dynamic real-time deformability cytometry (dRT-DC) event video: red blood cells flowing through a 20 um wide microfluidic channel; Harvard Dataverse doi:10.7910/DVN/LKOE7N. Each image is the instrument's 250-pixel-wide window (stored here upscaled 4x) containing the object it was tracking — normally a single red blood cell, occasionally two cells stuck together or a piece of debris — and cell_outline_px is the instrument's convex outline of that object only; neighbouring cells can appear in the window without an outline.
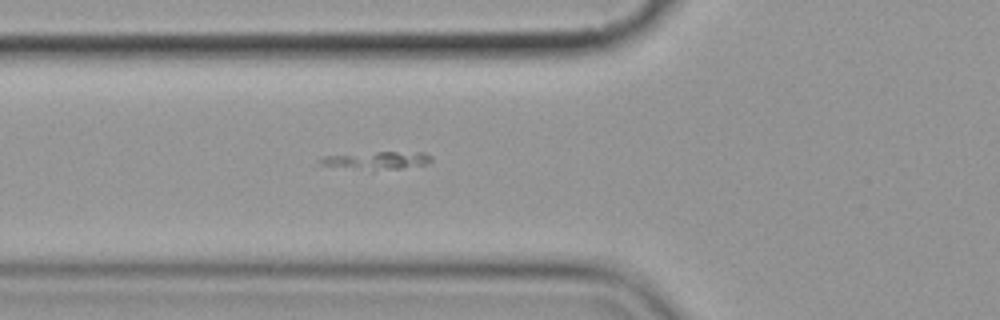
{"species": "common noctule bat (a hibernating species)", "species_latin": "Nyctalus noctula", "temperature_condition": "cold", "stored_images_in_passage": 3, "camera_frame_rate_fps": 3000, "um_per_image_px": 0.085, "animal": {"sex": "female", "body_mass_g": 19.9}, "frame": {"image": 1, "passage_image": 3, "time_ms": 2.0, "image_size_px": [1000, 320], "cell_outline_px": [[432, 160], [424, 164], [400, 168], [388, 168], [320, 164], [316, 160], [324, 156], [376, 152], [424, 152], [432, 156]], "centroid_in_image_um": [32.15, 13.57], "position_along_channel_um": 93.6, "area_um2": 10.35}}